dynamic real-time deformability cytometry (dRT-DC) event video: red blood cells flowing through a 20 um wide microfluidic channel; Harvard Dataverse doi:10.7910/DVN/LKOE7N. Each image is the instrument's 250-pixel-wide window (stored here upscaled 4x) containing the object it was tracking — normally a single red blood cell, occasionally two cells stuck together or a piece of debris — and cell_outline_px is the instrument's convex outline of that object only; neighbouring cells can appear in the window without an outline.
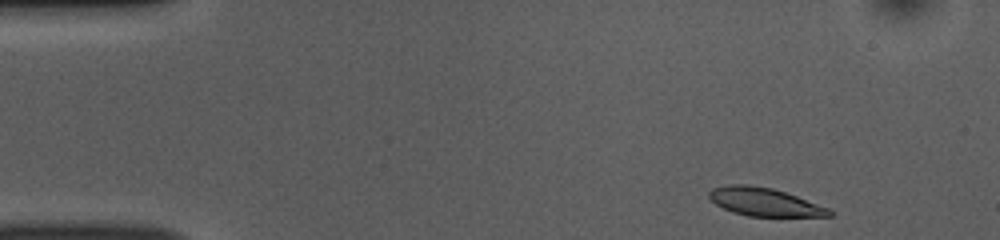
{"species": "common noctule bat (a hibernating species)", "species_latin": "Nyctalus noctula", "temperature_condition": "room temperature", "stored_images_in_passage": 47, "camera_frame_rate_fps": 3000, "um_per_image_px": 0.085, "animal": {"sex": "female", "body_mass_g": 10.0, "forearm_length_mm": 53.1}, "frame": {"image": 1, "passage_image": 1, "time_ms": 0.0, "image_size_px": [1000, 240], "cell_outline_px": [[832, 216], [748, 216], [732, 212], [716, 204], [708, 196], [708, 192], [712, 188], [732, 184], [744, 184], [772, 188], [796, 196], [828, 208], [832, 212]], "centroid_in_image_um": [64.94, 17.16], "position_along_channel_um": 20.1, "area_um2": 19.42}}
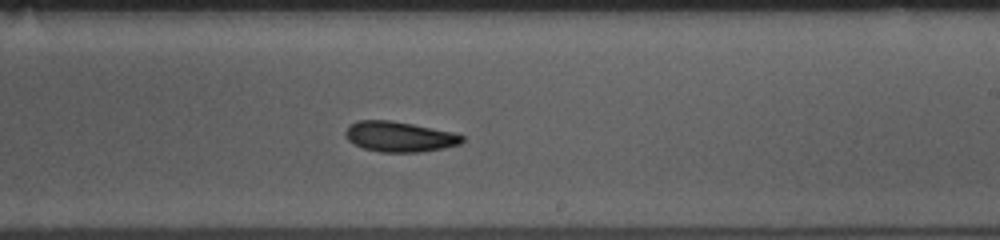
{"frame": {"image": 2, "passage_image": 26, "time_ms": 8.333, "image_size_px": [1000, 240], "cell_outline_px": [[464, 140], [460, 144], [444, 148], [420, 152], [380, 152], [364, 148], [348, 140], [344, 136], [344, 132], [348, 124], [356, 120], [388, 120], [412, 124], [452, 132], [464, 136]], "centroid_in_image_um": [33.91, 11.61], "position_along_channel_um": 255.1, "area_um2": 20.63}}
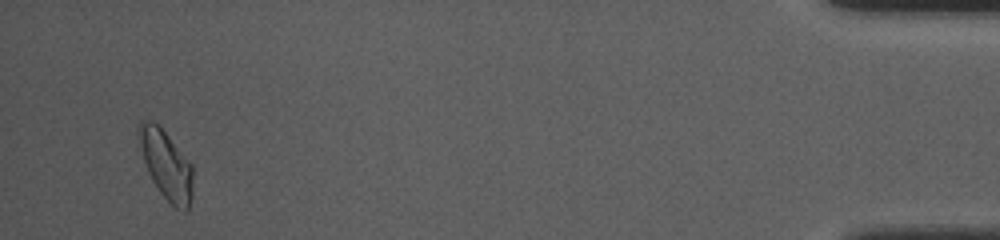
{"frame": {"image": 3, "passage_image": 45, "time_ms": 14.667, "image_size_px": [1000, 240], "cell_outline_px": [[192, 196], [188, 212], [184, 212], [176, 208], [160, 192], [152, 180], [148, 172], [144, 160], [136, 128], [140, 120], [152, 120], [168, 136], [192, 164]], "centroid_in_image_um": [14.13, 14.01], "position_along_channel_um": 421.1, "area_um2": 21.44}, "authors_computed_cell_mechanics": {"area_um2": 20.6924, "velocity_mm_per_s": 3.8363, "shape_relaxation_time_tau1_ms": 3.8252, "shape_relaxation_time_tau2_ms": 7.2772, "deformation_change_tau1": 0.0985, "deformation_change_tau2": 0.1406}}